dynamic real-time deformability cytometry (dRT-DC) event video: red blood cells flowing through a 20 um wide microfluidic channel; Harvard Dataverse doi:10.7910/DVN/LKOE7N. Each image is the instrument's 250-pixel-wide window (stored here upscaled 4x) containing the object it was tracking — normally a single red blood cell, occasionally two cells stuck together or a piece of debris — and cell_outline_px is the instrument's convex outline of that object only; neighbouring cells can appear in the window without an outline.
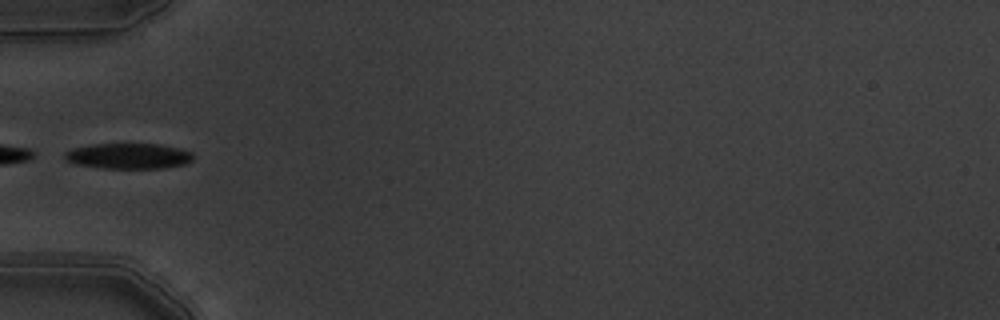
{"species": "common noctule bat (a hibernating species)", "species_latin": "Nyctalus noctula", "temperature_condition": "warm", "stored_images_in_passage": 7, "camera_frame_rate_fps": 3000, "um_per_image_px": 0.085, "animal": {"sex": "male", "body_mass_g": 19.5, "forearm_length_mm": 54.6}, "frame": {"image": 1, "passage_image": 7, "time_ms": 2.0, "image_size_px": [1000, 320], "cell_outline_px": [[192, 160], [184, 164], [164, 168], [104, 168], [76, 164], [68, 160], [64, 156], [64, 152], [72, 148], [92, 144], [160, 144], [180, 148], [192, 152]], "centroid_in_image_um": [10.93, 13.25], "position_along_channel_um": 74.1, "area_um2": 19.07}}